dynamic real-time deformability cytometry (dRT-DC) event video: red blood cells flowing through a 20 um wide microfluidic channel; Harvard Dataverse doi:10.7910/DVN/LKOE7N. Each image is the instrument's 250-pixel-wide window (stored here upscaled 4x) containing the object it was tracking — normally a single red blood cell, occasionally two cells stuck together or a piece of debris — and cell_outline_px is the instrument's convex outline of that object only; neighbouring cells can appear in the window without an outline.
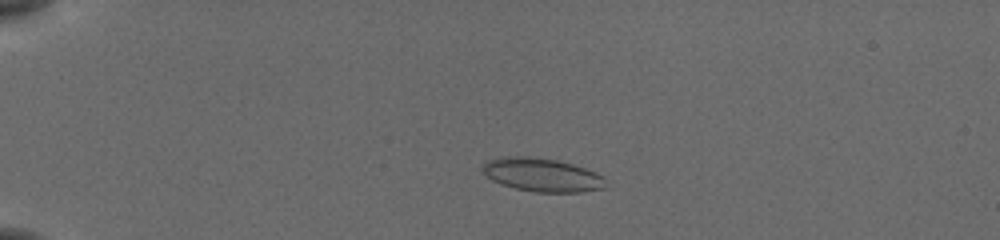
{"species": "common noctule bat (a hibernating species)", "species_latin": "Nyctalus noctula", "temperature_condition": "cold", "stored_images_in_passage": 53, "camera_frame_rate_fps": 3000, "um_per_image_px": 0.085, "animal": {"sex": "female", "body_mass_g": 19.5, "forearm_length_mm": 54.1}, "frame": {"image": 1, "passage_image": 12, "time_ms": 3.667, "image_size_px": [1000, 240], "cell_outline_px": [[604, 188], [580, 192], [536, 192], [516, 188], [500, 184], [492, 180], [480, 168], [488, 160], [504, 156], [528, 156], [556, 160], [572, 164], [584, 168], [604, 176]], "centroid_in_image_um": [46.05, 14.86], "position_along_channel_um": 39.0, "area_um2": 23.81}}
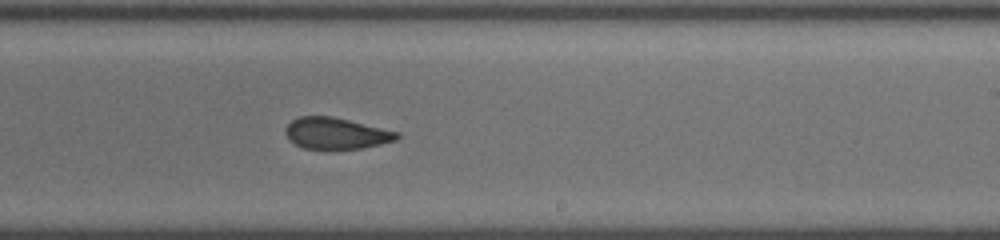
{"frame": {"image": 2, "passage_image": 34, "time_ms": 11.0, "image_size_px": [1000, 240], "cell_outline_px": [[400, 136], [396, 140], [380, 144], [360, 148], [332, 152], [304, 148], [288, 140], [284, 132], [284, 128], [292, 120], [300, 116], [332, 116], [400, 132]], "centroid_in_image_um": [28.54, 11.37], "position_along_channel_um": 260.5, "area_um2": 21.04}}
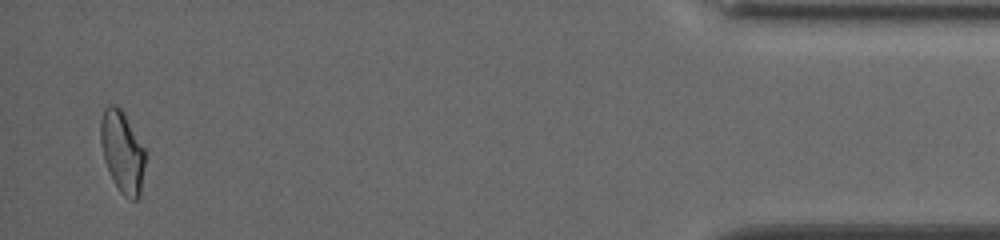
{"frame": {"image": 3, "passage_image": 52, "time_ms": 17.0, "image_size_px": [1000, 240], "cell_outline_px": [[144, 164], [140, 196], [136, 200], [132, 200], [124, 196], [120, 192], [104, 160], [100, 144], [100, 120], [104, 108], [108, 104], [116, 104], [124, 112], [144, 148]], "centroid_in_image_um": [10.37, 12.86], "position_along_channel_um": 424.8, "area_um2": 21.1}, "authors_computed_cell_mechanics": {"area_um2": 22.253, "velocity_mm_per_s": 3.8433, "shape_relaxation_time_tau1_ms": null, "shape_relaxation_time_tau2_ms": 2.0274, "deformation_change_tau1": null, "deformation_change_tau2": 0.0609}}